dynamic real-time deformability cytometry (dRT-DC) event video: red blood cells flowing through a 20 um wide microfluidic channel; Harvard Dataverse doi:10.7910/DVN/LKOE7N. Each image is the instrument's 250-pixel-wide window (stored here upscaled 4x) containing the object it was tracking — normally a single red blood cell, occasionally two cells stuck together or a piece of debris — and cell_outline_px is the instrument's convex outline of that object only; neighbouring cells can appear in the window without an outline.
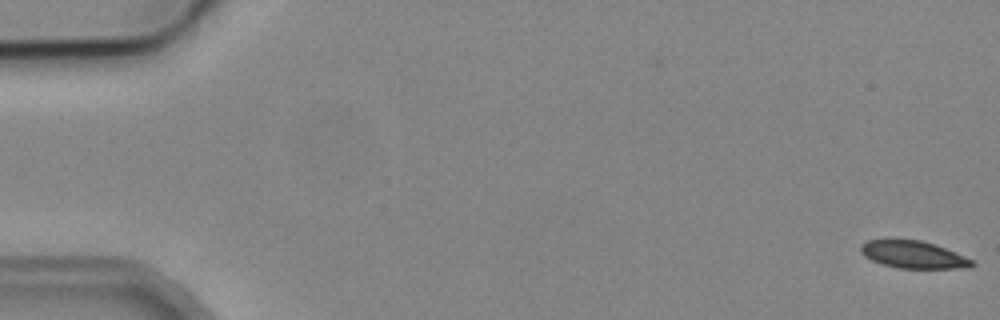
{"species": "common noctule bat (a hibernating species)", "species_latin": "Nyctalus noctula", "temperature_condition": "cold", "stored_images_in_passage": 5, "camera_frame_rate_fps": 3000, "um_per_image_px": 0.085, "animal": {"sex": "male", "body_mass_g": 19.2, "forearm_length_mm": 51.8}, "frame": {"image": 1, "passage_image": 1, "time_ms": 0.0, "image_size_px": [1000, 320], "cell_outline_px": [[976, 264], [972, 268], [900, 268], [884, 264], [872, 260], [864, 256], [860, 252], [860, 244], [868, 240], [888, 236], [920, 240], [944, 248], [964, 256], [972, 260]], "centroid_in_image_um": [77.56, 21.59], "position_along_channel_um": 7.4, "area_um2": 18.21}}
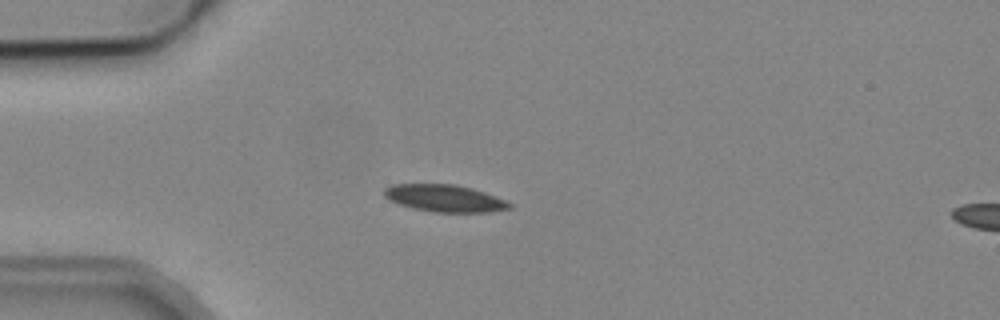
{"frame": {"image": 2, "passage_image": 5, "time_ms": 4.667, "image_size_px": [1000, 320], "cell_outline_px": [[512, 208], [488, 212], [436, 212], [416, 208], [400, 204], [384, 196], [384, 188], [392, 184], [456, 184], [472, 188], [496, 196], [512, 204]], "centroid_in_image_um": [37.82, 16.84], "position_along_channel_um": 47.2, "area_um2": 19.59}}